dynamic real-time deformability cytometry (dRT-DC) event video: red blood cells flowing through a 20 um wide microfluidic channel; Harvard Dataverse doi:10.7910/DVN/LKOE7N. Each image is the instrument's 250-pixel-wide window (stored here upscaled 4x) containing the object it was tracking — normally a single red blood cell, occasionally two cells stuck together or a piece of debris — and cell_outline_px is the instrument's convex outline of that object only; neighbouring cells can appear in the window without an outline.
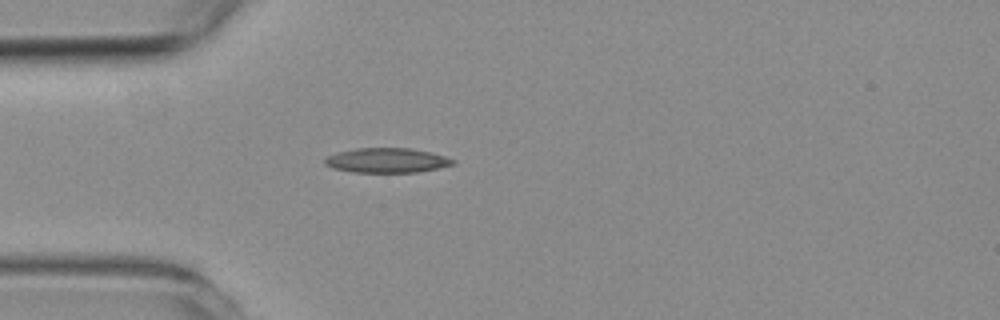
{"species": "common noctule bat (a hibernating species)", "species_latin": "Nyctalus noctula", "temperature_condition": "room temperature", "stored_images_in_passage": 42, "camera_frame_rate_fps": 3000, "um_per_image_px": 0.085, "animal": {"sex": "female", "body_mass_g": 19.3, "forearm_length_mm": 54.1}, "frame": {"image": 1, "passage_image": 1, "time_ms": 0.0, "image_size_px": [1000, 320], "cell_outline_px": [[456, 164], [440, 168], [416, 172], [352, 172], [332, 168], [324, 164], [324, 160], [328, 156], [336, 152], [356, 148], [408, 148], [428, 152], [444, 156], [456, 160]], "centroid_in_image_um": [32.87, 13.63], "position_along_channel_um": 52.1, "area_um2": 18.44}}
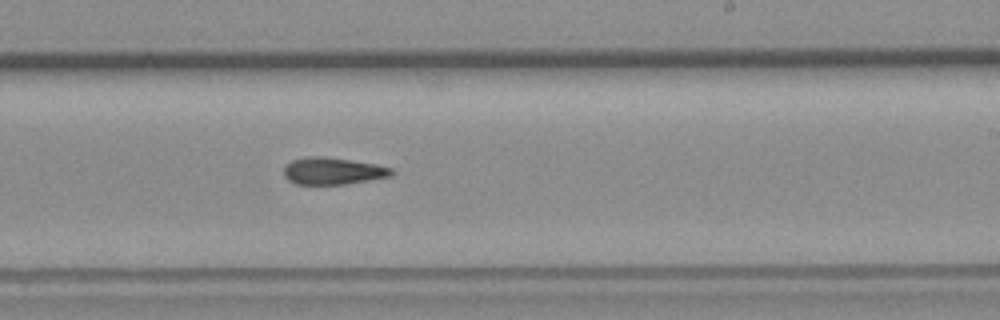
{"frame": {"image": 2, "passage_image": 19, "time_ms": 6.0, "image_size_px": [1000, 320], "cell_outline_px": [[392, 176], [344, 184], [296, 184], [288, 180], [284, 176], [284, 168], [292, 160], [304, 156], [324, 156], [376, 164], [392, 168]], "centroid_in_image_um": [28.27, 14.53], "position_along_channel_um": 260.7, "area_um2": 16.88}}
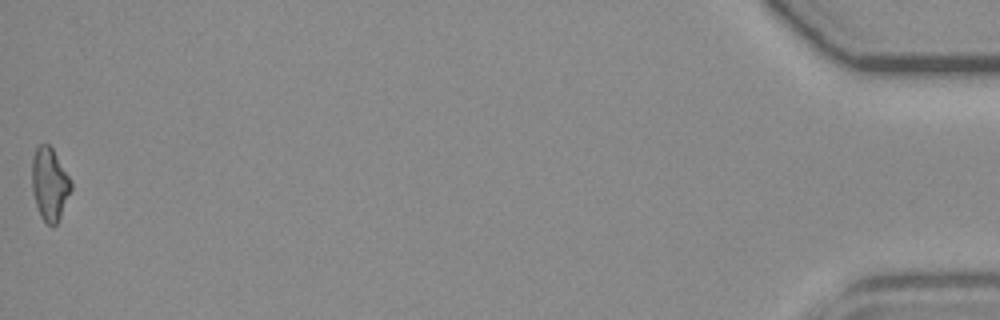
{"frame": {"image": 3, "passage_image": 42, "time_ms": 13.667, "image_size_px": [1000, 320], "cell_outline_px": [[72, 188], [60, 216], [56, 224], [52, 228], [40, 216], [32, 192], [32, 156], [36, 148], [40, 144], [48, 144], [52, 148], [72, 180]], "centroid_in_image_um": [4.22, 15.64], "position_along_channel_um": 431.0, "area_um2": 16.59}}